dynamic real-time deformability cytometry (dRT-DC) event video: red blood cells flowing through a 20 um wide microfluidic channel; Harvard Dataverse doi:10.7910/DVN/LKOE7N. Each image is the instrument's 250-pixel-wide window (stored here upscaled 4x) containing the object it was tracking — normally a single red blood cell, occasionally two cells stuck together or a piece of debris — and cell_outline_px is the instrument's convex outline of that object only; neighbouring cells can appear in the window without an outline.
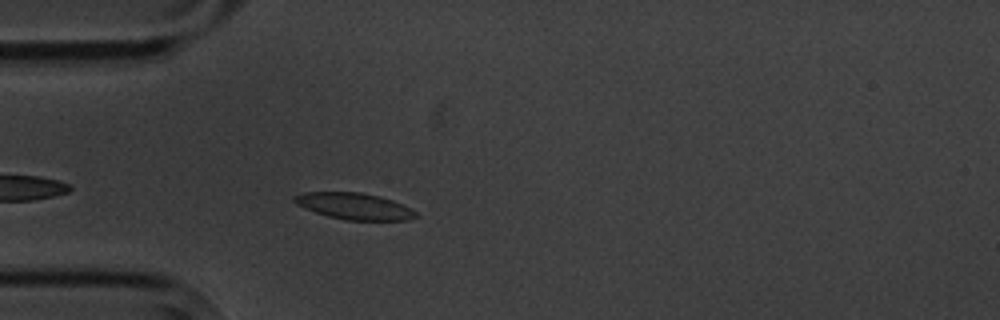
{"species": "common noctule bat (a hibernating species)", "species_latin": "Nyctalus noctula", "temperature_condition": "cold", "stored_images_in_passage": 4, "camera_frame_rate_fps": 3000, "um_per_image_px": 0.085, "animal": {"sex": "male", "body_mass_g": 20.1, "forearm_length_mm": 53.5}, "frame": {"image": 1, "passage_image": 4, "time_ms": 3.667, "image_size_px": [1000, 320], "cell_outline_px": [[420, 216], [408, 220], [344, 220], [328, 216], [316, 212], [296, 204], [292, 200], [292, 196], [304, 192], [360, 192], [392, 200], [412, 208]], "centroid_in_image_um": [30.12, 17.53], "position_along_channel_um": 54.9, "area_um2": 18.73}}